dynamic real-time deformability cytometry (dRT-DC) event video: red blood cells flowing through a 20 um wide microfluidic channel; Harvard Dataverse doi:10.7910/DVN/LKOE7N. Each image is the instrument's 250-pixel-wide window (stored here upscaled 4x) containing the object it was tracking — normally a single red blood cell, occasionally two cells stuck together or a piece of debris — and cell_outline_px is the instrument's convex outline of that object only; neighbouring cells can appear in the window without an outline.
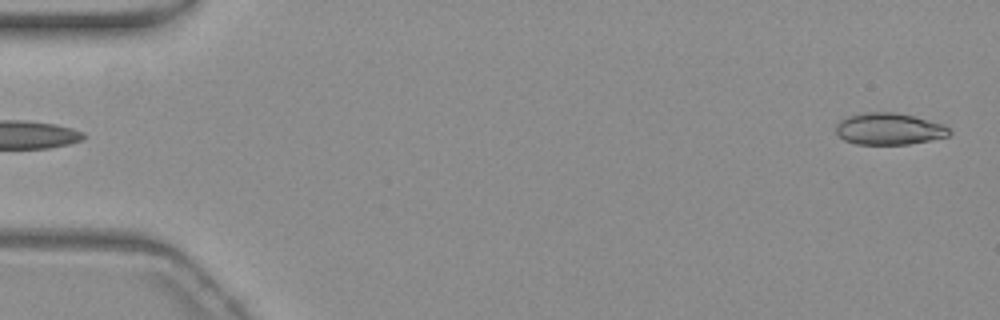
{"species": "common noctule bat (a hibernating species)", "species_latin": "Nyctalus noctula", "temperature_condition": "warm", "stored_images_in_passage": 54, "camera_frame_rate_fps": 3000, "um_per_image_px": 0.085, "animal": {"sex": "female", "body_mass_g": 19.3, "forearm_length_mm": 54.1}, "frame": {"image": 1, "passage_image": 1, "time_ms": 0.0, "image_size_px": [1000, 320], "cell_outline_px": [[952, 132], [948, 136], [908, 144], [856, 144], [844, 140], [836, 132], [836, 124], [840, 120], [848, 116], [864, 112], [896, 112], [944, 124]], "centroid_in_image_um": [75.55, 10.95], "position_along_channel_um": 9.4, "area_um2": 20.87}}
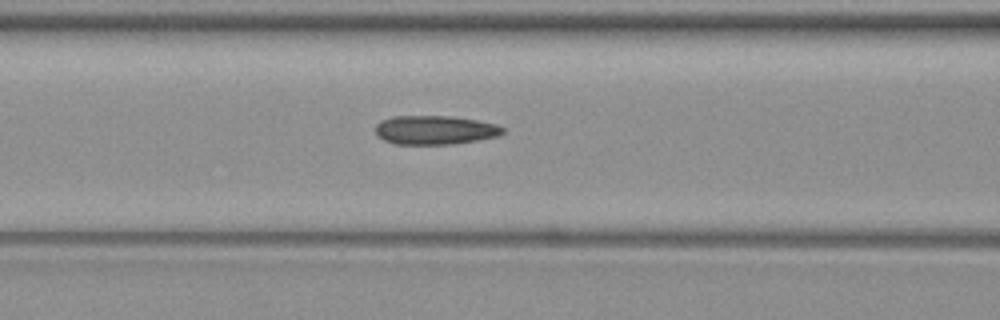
{"frame": {"image": 2, "passage_image": 22, "time_ms": 7.0, "image_size_px": [1000, 320], "cell_outline_px": [[504, 132], [496, 136], [476, 140], [452, 144], [396, 144], [384, 140], [376, 136], [376, 124], [380, 120], [392, 116], [452, 116], [476, 120], [496, 124], [504, 128]], "centroid_in_image_um": [36.92, 11.04], "position_along_channel_um": 129.7, "area_um2": 21.44}}
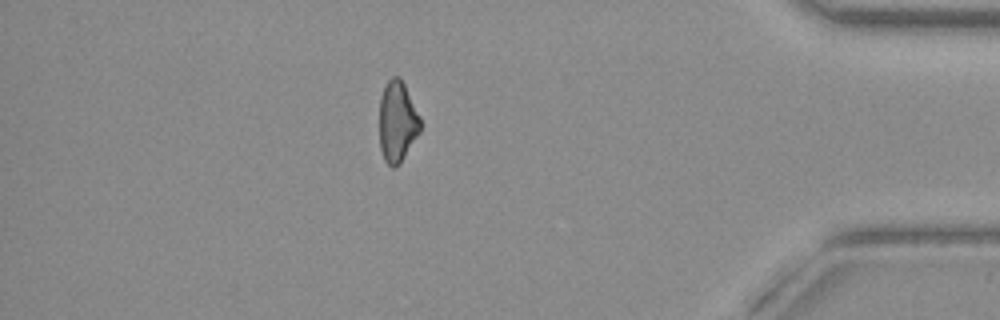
{"frame": {"image": 3, "passage_image": 47, "time_ms": 15.333, "image_size_px": [1000, 320], "cell_outline_px": [[420, 132], [400, 164], [396, 168], [392, 168], [384, 160], [380, 148], [380, 96], [388, 80], [392, 76], [400, 76], [420, 116]], "centroid_in_image_um": [33.77, 10.36], "position_along_channel_um": 401.4, "area_um2": 19.36}, "authors_computed_cell_mechanics": {"area_um2": 21.0392, "velocity_mm_per_s": 3.7663, "shape_relaxation_time_tau1_ms": null, "shape_relaxation_time_tau2_ms": 2.8721, "deformation_change_tau1": null, "deformation_change_tau2": 0.095}}